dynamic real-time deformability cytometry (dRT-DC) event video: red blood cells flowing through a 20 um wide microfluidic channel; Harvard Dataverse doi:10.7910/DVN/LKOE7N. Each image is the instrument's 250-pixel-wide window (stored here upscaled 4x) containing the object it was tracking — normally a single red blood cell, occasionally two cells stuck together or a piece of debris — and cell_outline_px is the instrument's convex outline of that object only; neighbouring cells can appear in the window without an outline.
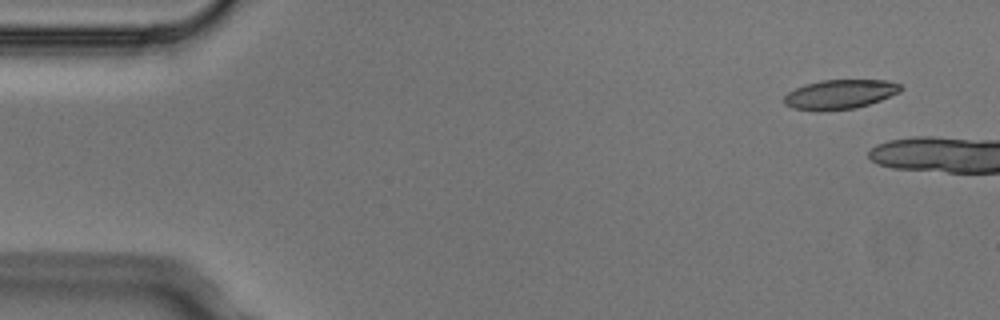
{"species": "Egyptian fruit bat (a non-hibernating species)", "species_latin": "Rousettus aegyptiacus", "temperature_condition": "cold", "stored_images_in_passage": 3, "camera_frame_rate_fps": 3000, "um_per_image_px": 0.085, "animal": {"sex": "male"}, "frame": {"image": 1, "passage_image": 1, "time_ms": 0.0, "image_size_px": [1000, 320], "cell_outline_px": [[904, 88], [900, 92], [880, 100], [856, 108], [820, 112], [816, 112], [792, 108], [784, 104], [784, 96], [788, 92], [804, 84], [820, 80], [884, 80], [900, 84]], "centroid_in_image_um": [71.36, 8.03], "position_along_channel_um": 13.6, "area_um2": 20.23}}